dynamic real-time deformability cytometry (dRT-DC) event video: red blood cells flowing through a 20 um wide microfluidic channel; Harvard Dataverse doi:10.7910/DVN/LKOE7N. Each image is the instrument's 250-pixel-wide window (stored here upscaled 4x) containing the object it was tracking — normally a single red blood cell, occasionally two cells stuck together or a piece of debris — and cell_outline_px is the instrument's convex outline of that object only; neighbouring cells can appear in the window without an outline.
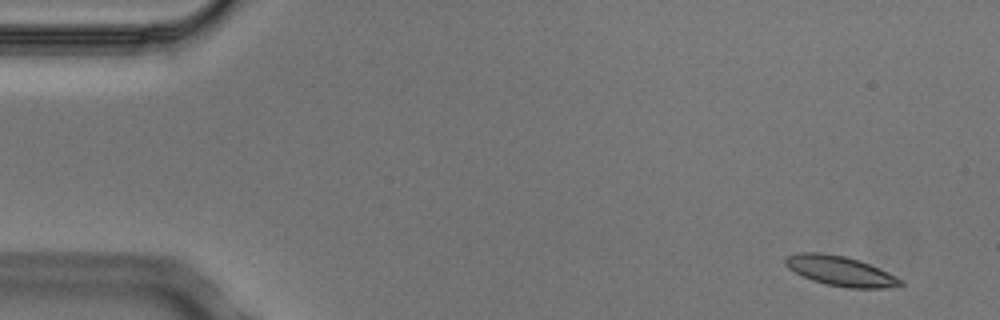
{"species": "Egyptian fruit bat (a non-hibernating species)", "species_latin": "Rousettus aegyptiacus", "temperature_condition": "cold", "stored_images_in_passage": 4, "camera_frame_rate_fps": 3000, "um_per_image_px": 0.085, "animal": {"sex": "male"}, "frame": {"image": 1, "passage_image": 1, "time_ms": 0.0, "image_size_px": [1000, 320], "cell_outline_px": [[904, 284], [884, 288], [848, 288], [828, 284], [812, 280], [788, 268], [784, 264], [784, 260], [788, 256], [800, 252], [820, 252], [844, 256], [860, 260], [888, 272], [904, 280]], "centroid_in_image_um": [71.45, 23.03], "position_along_channel_um": 13.6, "area_um2": 19.88}}
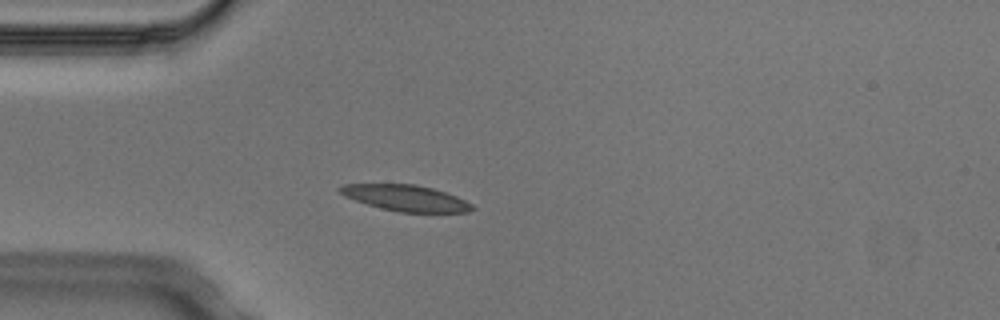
{"frame": {"image": 2, "passage_image": 4, "time_ms": 1.0, "image_size_px": [1000, 320], "cell_outline_px": [[476, 208], [468, 212], [400, 212], [380, 208], [344, 196], [336, 188], [344, 184], [416, 184], [432, 188], [456, 196], [472, 204]], "centroid_in_image_um": [34.48, 16.83], "position_along_channel_um": 50.5, "area_um2": 19.94}}